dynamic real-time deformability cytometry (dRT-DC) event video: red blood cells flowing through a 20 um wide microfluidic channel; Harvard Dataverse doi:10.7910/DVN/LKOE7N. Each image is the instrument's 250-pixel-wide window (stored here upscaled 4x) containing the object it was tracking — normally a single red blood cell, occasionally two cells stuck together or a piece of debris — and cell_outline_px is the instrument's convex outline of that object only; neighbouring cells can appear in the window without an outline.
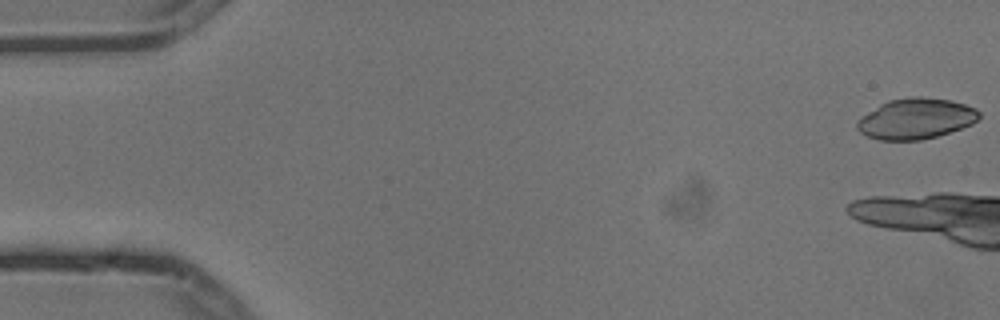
{"species": "common noctule bat (a hibernating species)", "species_latin": "Nyctalus noctula", "temperature_condition": "cold", "stored_images_in_passage": 7, "camera_frame_rate_fps": 3000, "um_per_image_px": 0.085, "animal": {"sex": "male", "body_mass_g": 13.3}, "frame": {"image": 1, "passage_image": 1, "time_ms": 0.0, "image_size_px": [1000, 320], "cell_outline_px": [[980, 116], [972, 124], [936, 136], [920, 140], [880, 140], [868, 136], [860, 132], [856, 128], [856, 124], [868, 112], [880, 104], [888, 100], [912, 96], [920, 96], [952, 100], [976, 108], [980, 112]], "centroid_in_image_um": [77.86, 10.07], "position_along_channel_um": 7.1, "area_um2": 28.73}}